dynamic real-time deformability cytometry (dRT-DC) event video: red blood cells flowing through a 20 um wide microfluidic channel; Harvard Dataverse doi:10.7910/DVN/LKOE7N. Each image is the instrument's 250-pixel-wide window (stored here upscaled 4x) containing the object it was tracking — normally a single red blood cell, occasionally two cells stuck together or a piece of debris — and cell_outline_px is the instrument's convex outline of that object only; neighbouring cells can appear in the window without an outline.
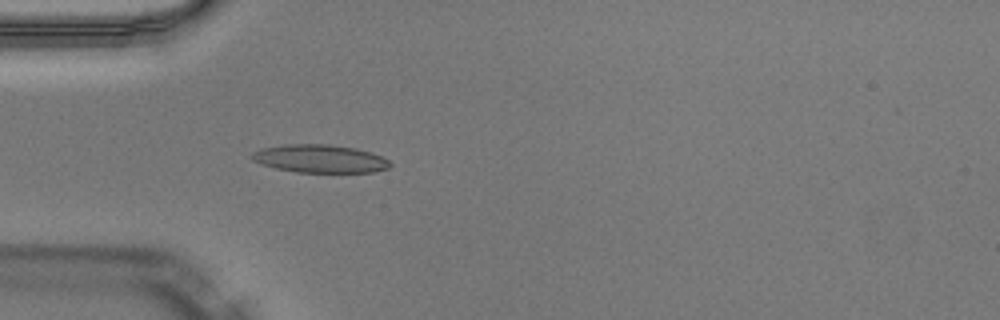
{"species": "Egyptian fruit bat (a non-hibernating species)", "species_latin": "Rousettus aegyptiacus", "temperature_condition": "warm", "stored_images_in_passage": 43, "camera_frame_rate_fps": 3000, "um_per_image_px": 0.085, "animal": {"sex": "male"}, "frame": {"image": 1, "passage_image": 8, "time_ms": 2.333, "image_size_px": [1000, 320], "cell_outline_px": [[392, 164], [388, 168], [372, 172], [296, 172], [276, 168], [260, 164], [252, 160], [248, 156], [252, 152], [260, 148], [284, 144], [328, 144], [356, 148], [372, 152], [384, 156]], "centroid_in_image_um": [27.17, 13.48], "position_along_channel_um": 57.8, "area_um2": 22.89}}
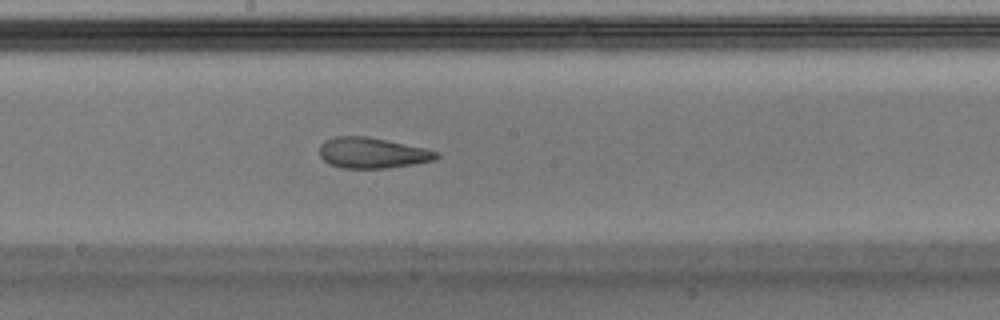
{"frame": {"image": 2, "passage_image": 20, "time_ms": 6.333, "image_size_px": [1000, 320], "cell_outline_px": [[440, 156], [436, 160], [388, 168], [344, 168], [328, 164], [320, 156], [320, 144], [324, 140], [336, 136], [368, 136], [388, 140], [424, 148], [440, 152]], "centroid_in_image_um": [31.65, 12.99], "position_along_channel_um": 216.6, "area_um2": 21.04}}
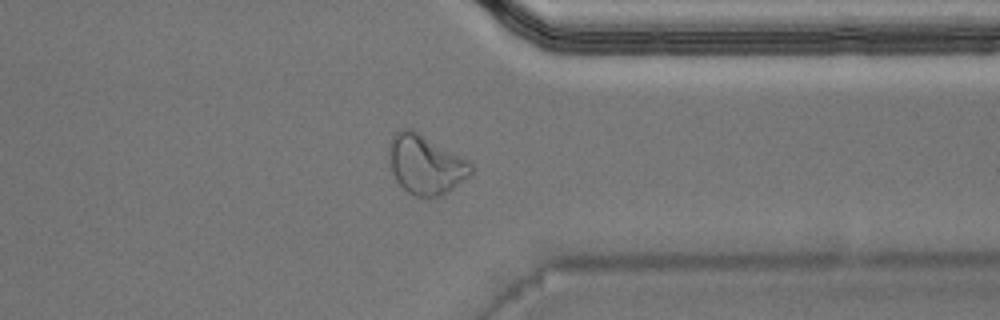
{"frame": {"image": 3, "passage_image": 32, "time_ms": 10.333, "image_size_px": [1000, 320], "cell_outline_px": [[472, 172], [468, 176], [448, 192], [440, 196], [416, 196], [408, 192], [396, 180], [392, 172], [388, 148], [392, 136], [400, 128], [412, 128], [468, 160], [472, 164]], "centroid_in_image_um": [36.16, 13.96], "position_along_channel_um": 375.2, "area_um2": 28.09}, "authors_computed_cell_mechanics": {"area_um2": 21.7328, "velocity_mm_per_s": 4.0573, "shape_relaxation_time_tau1_ms": null, "shape_relaxation_time_tau2_ms": 1.6165, "deformation_change_tau1": null, "deformation_change_tau2": 0.1017}}